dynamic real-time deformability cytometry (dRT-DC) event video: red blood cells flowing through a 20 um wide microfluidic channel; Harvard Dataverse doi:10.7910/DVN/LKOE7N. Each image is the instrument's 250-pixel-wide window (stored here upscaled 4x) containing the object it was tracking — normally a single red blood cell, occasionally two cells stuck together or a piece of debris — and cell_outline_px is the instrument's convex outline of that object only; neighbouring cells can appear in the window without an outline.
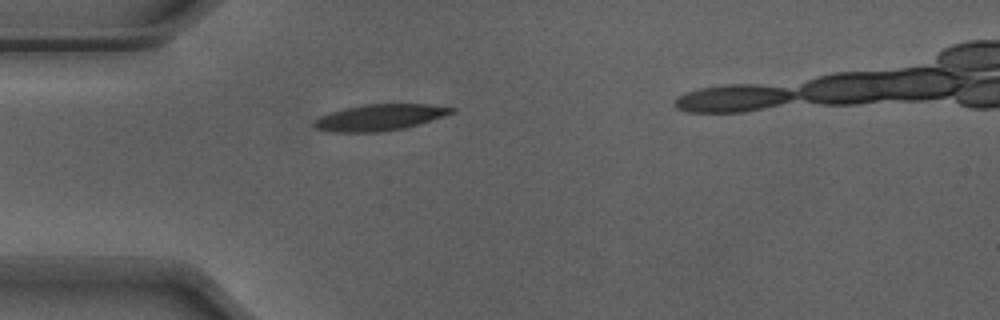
{"species": "Egyptian fruit bat (a non-hibernating species)", "species_latin": "Rousettus aegyptiacus", "temperature_condition": "warm", "stored_images_in_passage": 33, "camera_frame_rate_fps": 3000, "um_per_image_px": 0.085, "animal": {"sex": "male"}, "frame": {"image": 1, "passage_image": 1, "time_ms": 0.0, "image_size_px": [1000, 320], "cell_outline_px": [[456, 112], [420, 124], [404, 128], [380, 132], [332, 132], [316, 128], [312, 124], [320, 116], [328, 112], [344, 108], [364, 104], [428, 104], [456, 108]], "centroid_in_image_um": [32.29, 9.97], "position_along_channel_um": 52.7, "area_um2": 21.15}}
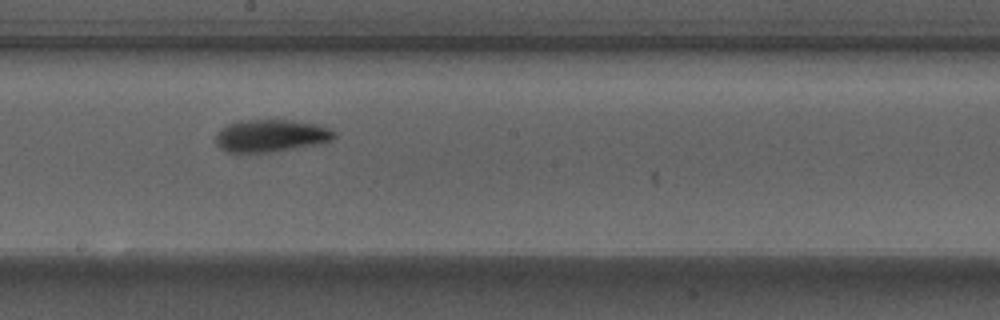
{"frame": {"image": 2, "passage_image": 15, "time_ms": 4.667, "image_size_px": [1000, 320], "cell_outline_px": [[336, 136], [332, 140], [316, 144], [272, 152], [228, 152], [220, 148], [216, 144], [216, 136], [220, 128], [236, 120], [288, 120], [316, 124], [328, 128], [336, 132]], "centroid_in_image_um": [23.0, 11.53], "position_along_channel_um": 225.2, "area_um2": 22.31}}
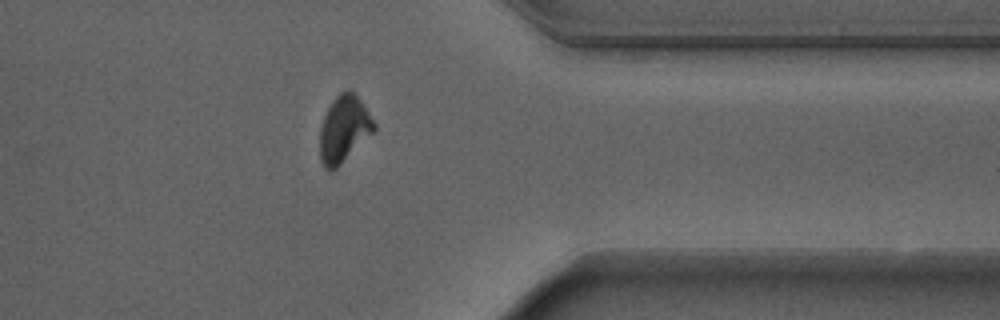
{"frame": {"image": 3, "passage_image": 28, "time_ms": 9.0, "image_size_px": [1000, 320], "cell_outline_px": [[376, 128], [332, 172], [324, 168], [320, 160], [320, 128], [324, 116], [332, 100], [340, 92], [348, 88], [352, 88], [364, 104], [376, 124]], "centroid_in_image_um": [29.22, 10.92], "position_along_channel_um": 382.2, "area_um2": 20.98}}